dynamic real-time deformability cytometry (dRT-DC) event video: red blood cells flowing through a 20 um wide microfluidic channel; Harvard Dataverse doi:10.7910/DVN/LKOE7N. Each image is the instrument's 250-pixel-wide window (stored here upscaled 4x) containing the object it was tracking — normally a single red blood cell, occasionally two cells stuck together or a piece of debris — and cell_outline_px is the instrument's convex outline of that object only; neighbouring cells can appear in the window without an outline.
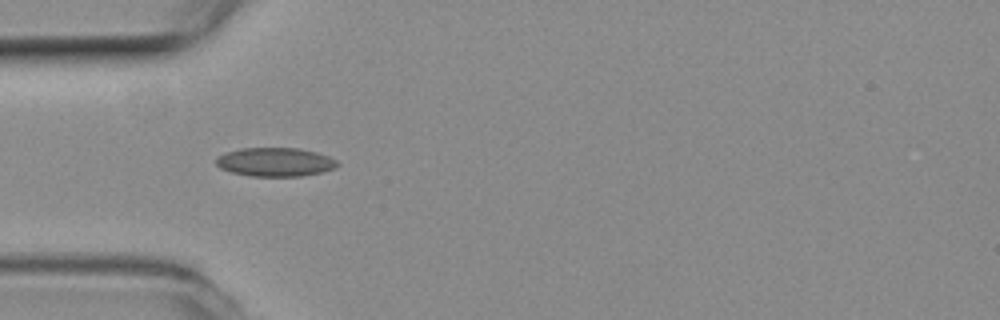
{"species": "common noctule bat (a hibernating species)", "species_latin": "Nyctalus noctula", "temperature_condition": "room temperature", "stored_images_in_passage": 8, "camera_frame_rate_fps": 3000, "um_per_image_px": 0.085, "animal": {"sex": "female", "body_mass_g": 19.3, "forearm_length_mm": 54.1}, "frame": {"image": 1, "passage_image": 4, "time_ms": 1.0, "image_size_px": [1000, 320], "cell_outline_px": [[340, 164], [336, 168], [320, 172], [300, 176], [252, 176], [232, 172], [220, 168], [216, 164], [216, 156], [240, 148], [300, 148], [316, 152], [328, 156], [336, 160]], "centroid_in_image_um": [23.4, 13.76], "position_along_channel_um": 61.6, "area_um2": 20.29}}
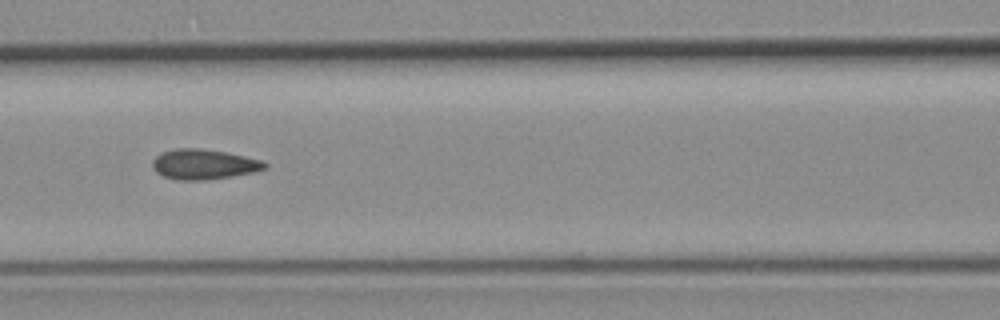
{"frame": {"image": 2, "passage_image": 6, "time_ms": 1.667, "image_size_px": [1000, 320], "cell_outline_px": [[268, 168], [256, 172], [232, 176], [200, 180], [180, 180], [164, 176], [156, 172], [152, 168], [152, 160], [156, 156], [164, 152], [176, 148], [200, 148], [224, 152], [244, 156], [260, 160], [268, 164]], "centroid_in_image_um": [17.33, 13.96], "position_along_channel_um": 149.3, "area_um2": 19.59}}
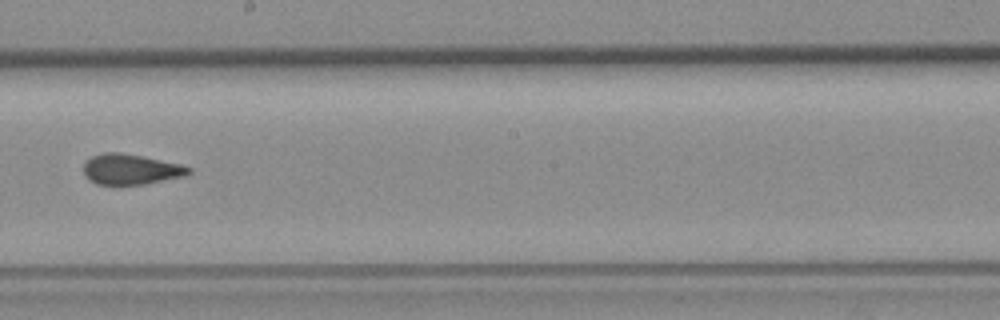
{"frame": {"image": 3, "passage_image": 8, "time_ms": 2.333, "image_size_px": [1000, 320], "cell_outline_px": [[192, 172], [184, 176], [144, 184], [120, 188], [96, 184], [88, 180], [84, 176], [84, 164], [92, 156], [104, 152], [120, 152], [180, 164], [192, 168]], "centroid_in_image_um": [11.07, 14.44], "position_along_channel_um": 237.1, "area_um2": 19.19}}